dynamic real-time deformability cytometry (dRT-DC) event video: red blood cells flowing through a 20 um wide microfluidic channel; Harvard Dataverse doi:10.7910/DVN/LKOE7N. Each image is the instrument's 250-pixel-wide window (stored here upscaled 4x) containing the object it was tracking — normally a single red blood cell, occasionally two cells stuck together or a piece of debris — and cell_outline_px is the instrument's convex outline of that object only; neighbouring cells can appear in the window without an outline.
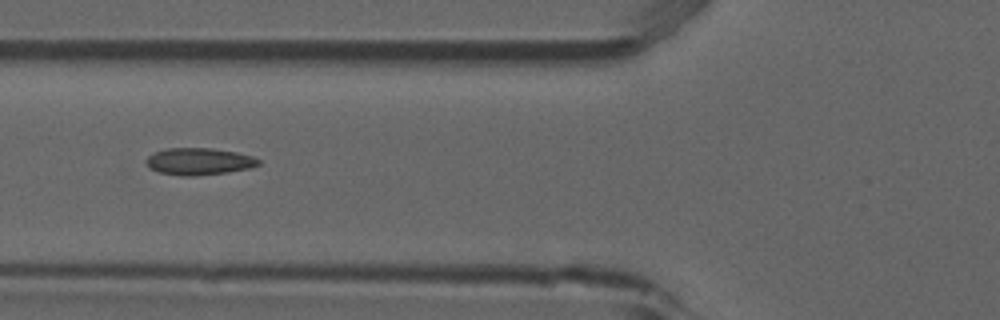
{"species": "common noctule bat (a hibernating species)", "species_latin": "Nyctalus noctula", "temperature_condition": "room temperature", "stored_images_in_passage": 7, "camera_frame_rate_fps": 3000, "um_per_image_px": 0.085, "animal": {"sex": "male", "forearm_length_mm": 52.5}, "frame": {"image": 1, "passage_image": 5, "time_ms": 1.333, "image_size_px": [1000, 320], "cell_outline_px": [[260, 164], [248, 168], [228, 172], [196, 176], [180, 176], [160, 172], [148, 168], [144, 160], [152, 152], [168, 148], [212, 148], [236, 152], [252, 156], [260, 160]], "centroid_in_image_um": [16.86, 13.72], "position_along_channel_um": 108.9, "area_um2": 17.8}}
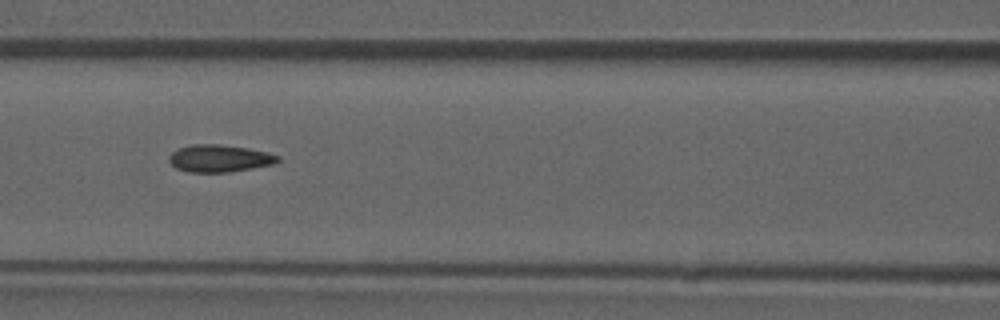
{"frame": {"image": 2, "passage_image": 6, "time_ms": 1.667, "image_size_px": [1000, 320], "cell_outline_px": [[280, 160], [276, 164], [228, 172], [188, 172], [176, 168], [168, 160], [168, 156], [172, 152], [180, 148], [192, 144], [220, 144], [248, 148], [268, 152], [280, 156]], "centroid_in_image_um": [18.68, 13.46], "position_along_channel_um": 147.9, "area_um2": 17.4}}